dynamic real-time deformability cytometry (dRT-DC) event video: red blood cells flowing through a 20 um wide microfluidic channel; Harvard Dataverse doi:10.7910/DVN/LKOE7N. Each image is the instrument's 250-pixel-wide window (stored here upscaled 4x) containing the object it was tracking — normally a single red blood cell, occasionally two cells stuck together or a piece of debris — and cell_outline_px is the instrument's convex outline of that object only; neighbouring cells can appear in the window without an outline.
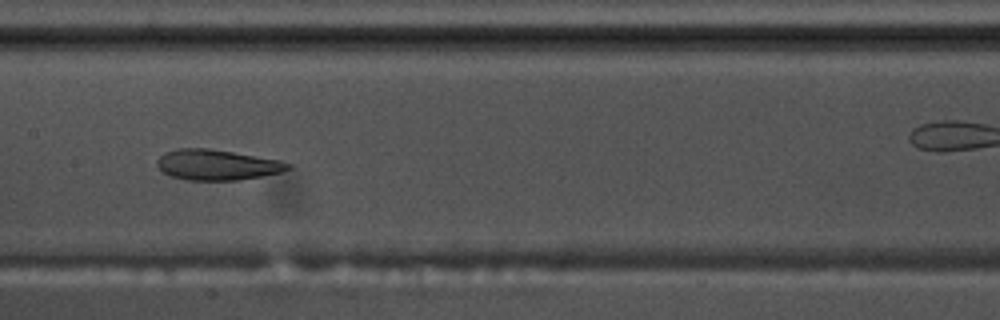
{"species": "common noctule bat (a hibernating species)", "species_latin": "Nyctalus noctula", "temperature_condition": "warm", "stored_images_in_passage": 58, "camera_frame_rate_fps": 3000, "um_per_image_px": 0.085, "animal": {"sex": "male", "body_mass_g": 17.5, "forearm_length_mm": 52.3}, "frame": {"image": 1, "passage_image": 29, "time_ms": 9.333, "image_size_px": [1000, 320], "cell_outline_px": [[292, 168], [280, 172], [260, 176], [236, 180], [188, 180], [168, 176], [156, 164], [156, 160], [164, 152], [180, 148], [208, 148], [280, 160], [292, 164]], "centroid_in_image_um": [18.42, 14.01], "position_along_channel_um": 189.0, "area_um2": 23.18}}
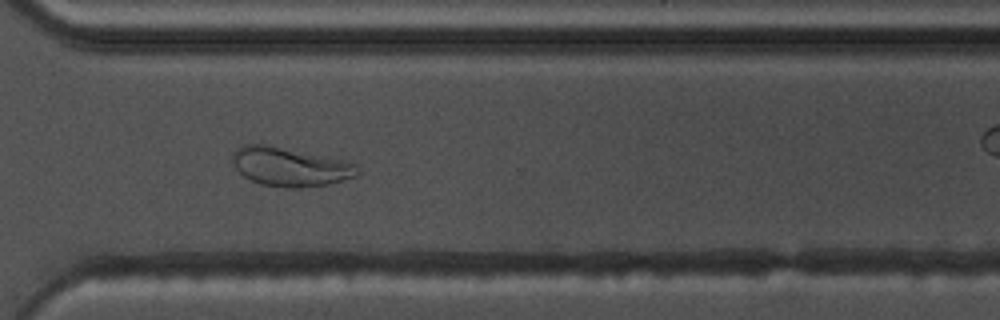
{"frame": {"image": 2, "passage_image": 42, "time_ms": 13.667, "image_size_px": [1000, 320], "cell_outline_px": [[360, 176], [328, 184], [300, 188], [284, 188], [260, 184], [244, 176], [236, 168], [232, 160], [232, 152], [244, 144], [264, 144], [324, 156], [356, 164], [360, 172]], "centroid_in_image_um": [24.66, 14.19], "position_along_channel_um": 345.9, "area_um2": 28.21}}
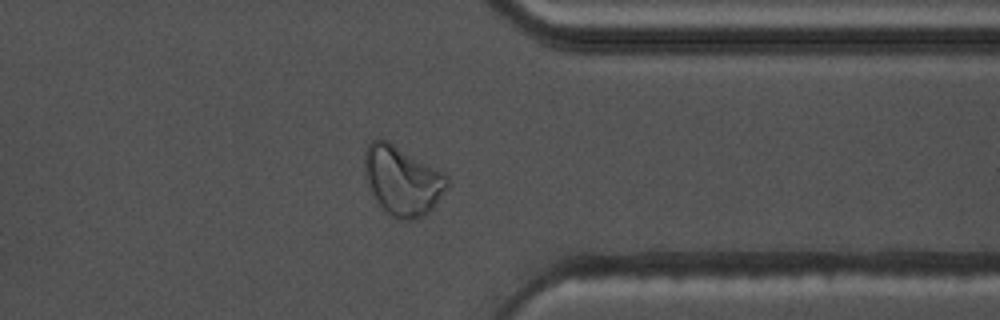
{"frame": {"image": 3, "passage_image": 45, "time_ms": 14.667, "image_size_px": [1000, 320], "cell_outline_px": [[448, 184], [432, 208], [424, 216], [412, 220], [400, 220], [392, 216], [376, 200], [364, 180], [364, 152], [368, 144], [372, 140], [380, 136], [388, 140], [448, 176]], "centroid_in_image_um": [34.13, 15.32], "position_along_channel_um": 377.3, "area_um2": 33.18}, "authors_computed_cell_mechanics": {"area_um2": 28.1775, "velocity_mm_per_s": 3.6212, "shape_relaxation_time_tau1_ms": null, "shape_relaxation_time_tau2_ms": 2.2557, "deformation_change_tau1": null, "deformation_change_tau2": 0.0802}}